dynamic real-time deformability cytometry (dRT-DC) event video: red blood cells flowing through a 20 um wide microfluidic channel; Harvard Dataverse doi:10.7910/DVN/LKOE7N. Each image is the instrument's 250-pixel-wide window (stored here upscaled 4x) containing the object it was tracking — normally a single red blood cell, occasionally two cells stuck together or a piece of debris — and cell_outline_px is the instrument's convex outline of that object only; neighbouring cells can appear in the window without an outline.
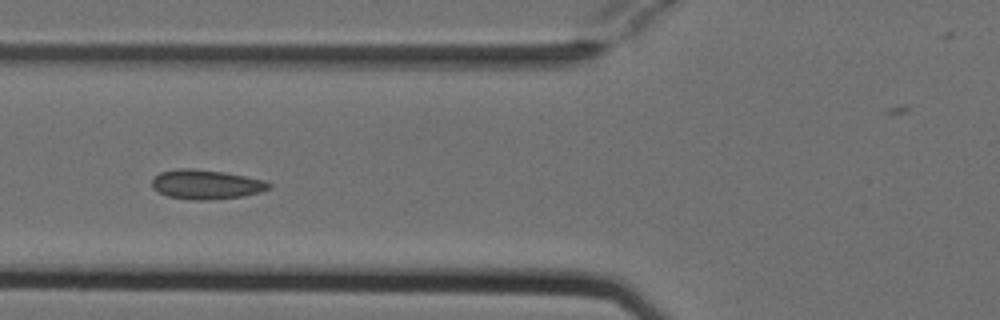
{"species": "Egyptian fruit bat (a non-hibernating species)", "species_latin": "Rousettus aegyptiacus", "temperature_condition": "cold", "stored_images_in_passage": 9, "camera_frame_rate_fps": 3000, "um_per_image_px": 0.085, "animal": {"sex": "female"}, "frame": {"image": 1, "passage_image": 6, "time_ms": 1.667, "image_size_px": [1000, 320], "cell_outline_px": [[272, 188], [260, 192], [244, 196], [208, 200], [192, 200], [168, 196], [152, 188], [152, 180], [160, 172], [176, 168], [192, 168], [224, 172], [264, 180], [272, 184]], "centroid_in_image_um": [17.53, 15.67], "position_along_channel_um": 108.3, "area_um2": 20.11}}
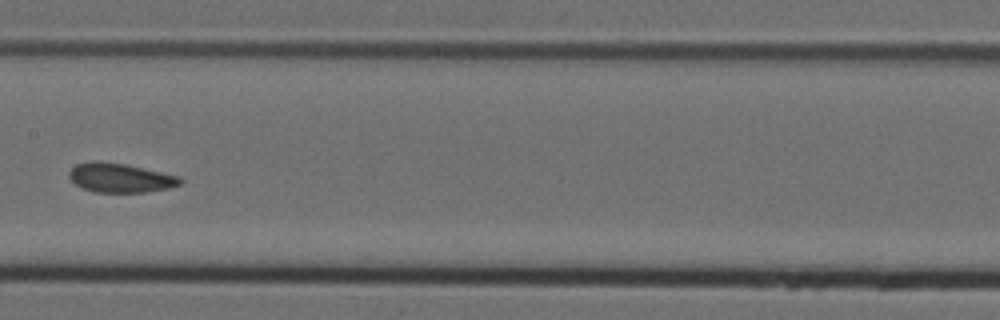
{"frame": {"image": 2, "passage_image": 8, "time_ms": 2.333, "image_size_px": [1000, 320], "cell_outline_px": [[184, 180], [180, 184], [168, 188], [144, 192], [92, 192], [80, 188], [68, 176], [68, 172], [76, 164], [96, 160], [124, 164], [180, 176]], "centroid_in_image_um": [10.19, 15.12], "position_along_channel_um": 197.2, "area_um2": 18.9}}
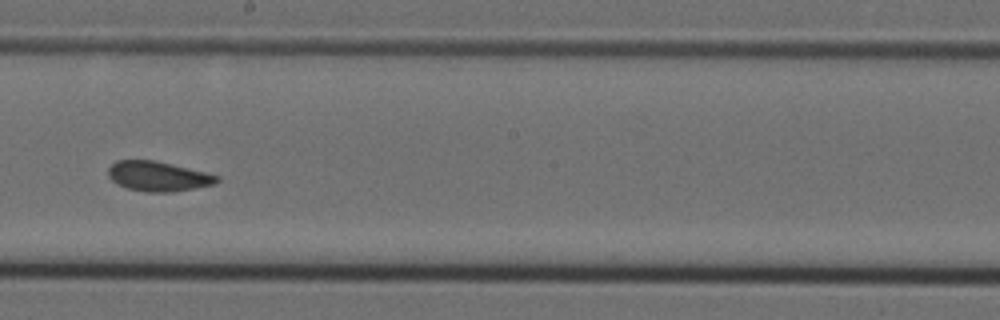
{"frame": {"image": 3, "passage_image": 9, "time_ms": 2.667, "image_size_px": [1000, 320], "cell_outline_px": [[220, 180], [216, 184], [172, 192], [148, 192], [128, 188], [116, 184], [108, 176], [108, 168], [116, 160], [156, 160], [220, 176]], "centroid_in_image_um": [13.44, 14.98], "position_along_channel_um": 234.8, "area_um2": 18.9}}